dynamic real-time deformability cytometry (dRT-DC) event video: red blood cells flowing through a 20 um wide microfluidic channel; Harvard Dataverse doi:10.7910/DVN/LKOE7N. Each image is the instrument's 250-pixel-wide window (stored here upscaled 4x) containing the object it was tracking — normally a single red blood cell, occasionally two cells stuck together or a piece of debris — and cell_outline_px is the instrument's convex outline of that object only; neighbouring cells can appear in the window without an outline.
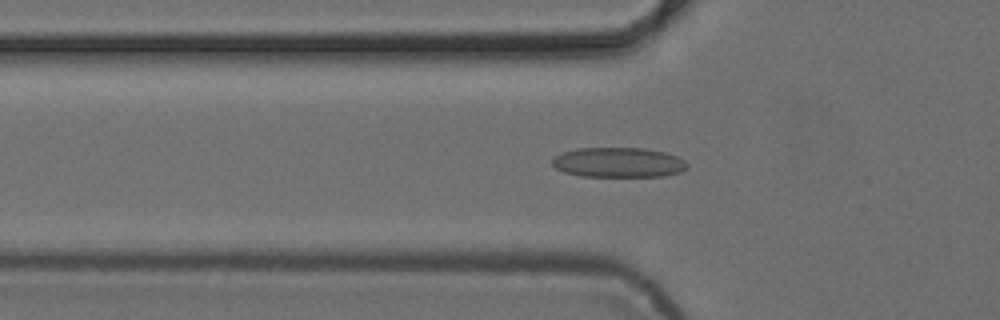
{"species": "common noctule bat (a hibernating species)", "species_latin": "Nyctalus noctula", "temperature_condition": "cold", "stored_images_in_passage": 54, "camera_frame_rate_fps": 3000, "um_per_image_px": 0.085, "animal": {"sex": "female", "body_mass_g": 24.6, "forearm_length_mm": 56.2}, "frame": {"image": 1, "passage_image": 18, "time_ms": 5.667, "image_size_px": [1000, 320], "cell_outline_px": [[688, 168], [680, 172], [664, 176], [580, 176], [564, 172], [556, 168], [552, 164], [552, 156], [576, 148], [644, 148], [664, 152], [676, 156], [684, 160], [688, 164]], "centroid_in_image_um": [52.55, 13.8], "position_along_channel_um": 73.2, "area_um2": 23.58}}
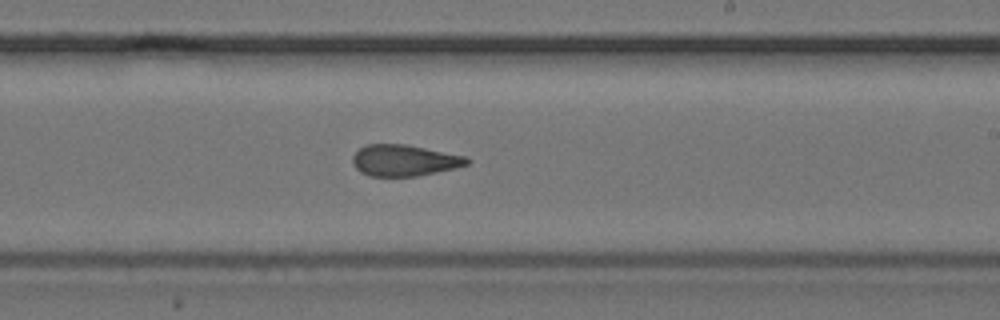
{"frame": {"image": 2, "passage_image": 32, "time_ms": 10.333, "image_size_px": [1000, 320], "cell_outline_px": [[472, 160], [468, 164], [456, 168], [416, 176], [368, 176], [360, 172], [352, 164], [352, 156], [364, 144], [408, 144], [464, 156]], "centroid_in_image_um": [34.34, 13.63], "position_along_channel_um": 254.7, "area_um2": 20.98}}
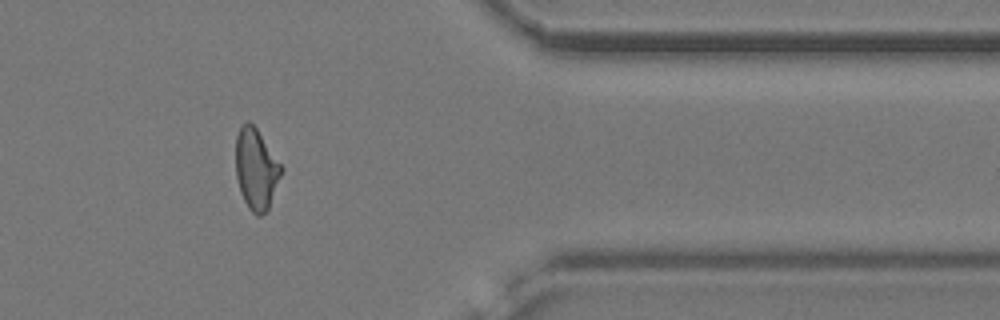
{"frame": {"image": 3, "passage_image": 44, "time_ms": 14.333, "image_size_px": [1000, 320], "cell_outline_px": [[284, 168], [268, 208], [260, 216], [256, 216], [248, 208], [240, 192], [236, 176], [236, 136], [240, 124], [248, 120], [256, 128]], "centroid_in_image_um": [21.76, 14.35], "position_along_channel_um": 389.6, "area_um2": 21.44}}